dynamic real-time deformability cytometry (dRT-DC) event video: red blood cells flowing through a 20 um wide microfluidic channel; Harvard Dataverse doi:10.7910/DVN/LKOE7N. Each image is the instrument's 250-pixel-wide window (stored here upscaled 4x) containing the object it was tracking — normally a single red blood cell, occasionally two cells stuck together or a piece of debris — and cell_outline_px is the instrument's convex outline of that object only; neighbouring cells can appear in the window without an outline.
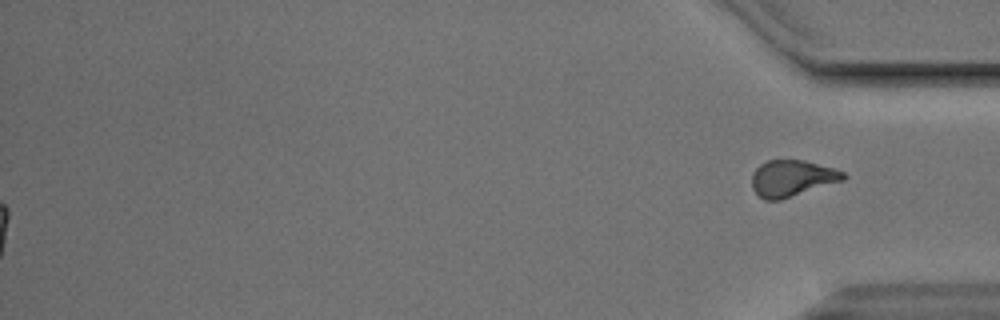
{"species": "Egyptian fruit bat (a non-hibernating species)", "species_latin": "Rousettus aegyptiacus", "temperature_condition": "cold", "stored_images_in_passage": 56, "segment_of_instrument_passage": [2, 2], "camera_frame_rate_fps": 3000, "um_per_image_px": 0.085, "animal": {"sex": "male"}, "frame": {"image": 1, "passage_image": 56, "time_ms": 18.333, "image_size_px": [1000, 320], "cell_outline_px": [[848, 176], [844, 180], [780, 200], [764, 200], [752, 188], [752, 172], [760, 164], [768, 160], [804, 160], [832, 168], [844, 172]], "centroid_in_image_um": [67.31, 15.15], "position_along_channel_um": 367.9, "area_um2": 19.31}}